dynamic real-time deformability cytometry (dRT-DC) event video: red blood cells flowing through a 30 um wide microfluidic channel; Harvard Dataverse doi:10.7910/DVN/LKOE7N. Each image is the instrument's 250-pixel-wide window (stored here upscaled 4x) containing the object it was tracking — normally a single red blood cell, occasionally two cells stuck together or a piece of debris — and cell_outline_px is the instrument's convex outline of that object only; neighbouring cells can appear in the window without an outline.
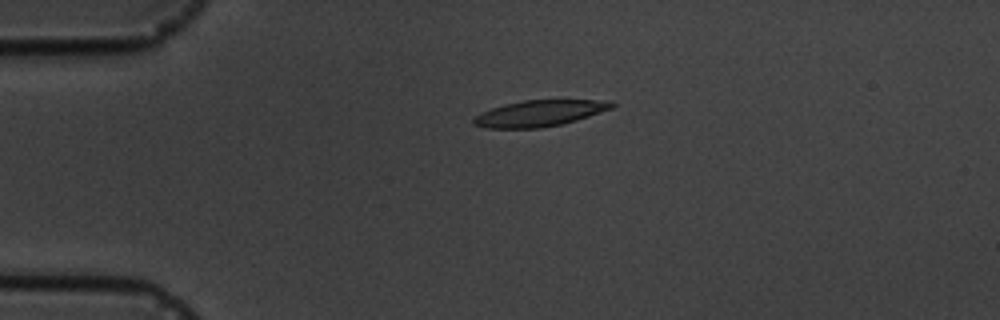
{"species": "common noctule bat (a hibernating species)", "species_latin": "Nyctalus noctula", "temperature_condition": "cold", "stored_images_in_passage": 2, "camera_frame_rate_fps": 3000, "um_per_image_px": 0.085, "animal": {"sex": "male", "body_mass_g": 19.5, "forearm_length_mm": 54.6}, "frame": {"image": 1, "passage_image": 1, "time_ms": 0.0, "image_size_px": [1000, 320], "cell_outline_px": [[616, 104], [612, 108], [576, 120], [560, 124], [540, 128], [484, 128], [472, 124], [472, 120], [476, 116], [492, 108], [504, 104], [524, 100], [612, 100]], "centroid_in_image_um": [45.86, 9.63], "position_along_channel_um": 39.1, "area_um2": 20.92}}